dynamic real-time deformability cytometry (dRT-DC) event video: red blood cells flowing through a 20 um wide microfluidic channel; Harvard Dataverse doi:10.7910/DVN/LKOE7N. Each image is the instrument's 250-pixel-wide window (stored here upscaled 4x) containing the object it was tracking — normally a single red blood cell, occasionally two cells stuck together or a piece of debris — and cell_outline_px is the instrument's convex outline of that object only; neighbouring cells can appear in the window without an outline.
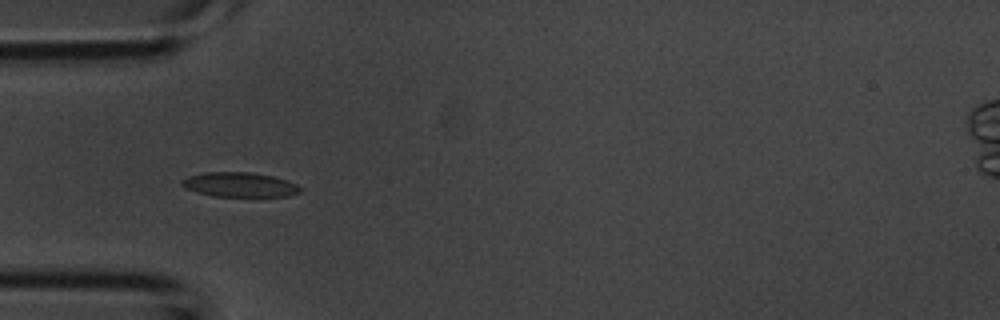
{"species": "common noctule bat (a hibernating species)", "species_latin": "Nyctalus noctula", "temperature_condition": "room temperature", "stored_images_in_passage": 43, "camera_frame_rate_fps": 3000, "um_per_image_px": 0.085, "animal": {"sex": "male", "body_mass_g": 20.1, "forearm_length_mm": 53.5}, "frame": {"image": 1, "passage_image": 13, "time_ms": 4.0, "image_size_px": [1000, 320], "cell_outline_px": [[300, 192], [288, 196], [212, 196], [196, 192], [184, 188], [180, 184], [180, 180], [188, 176], [204, 172], [248, 172], [272, 176], [296, 184], [300, 188]], "centroid_in_image_um": [20.28, 15.7], "position_along_channel_um": 64.7, "area_um2": 16.88}}
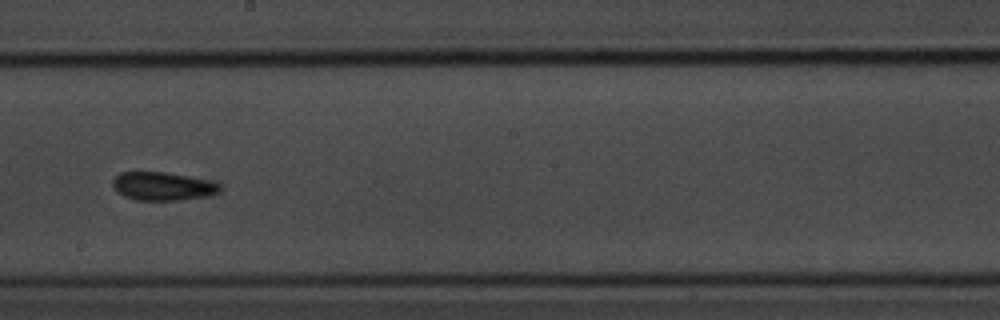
{"frame": {"image": 2, "passage_image": 24, "time_ms": 7.667, "image_size_px": [1000, 320], "cell_outline_px": [[220, 192], [204, 196], [180, 200], [136, 200], [124, 196], [116, 192], [112, 184], [112, 180], [120, 172], [168, 172], [208, 180], [220, 184]], "centroid_in_image_um": [13.8, 15.82], "position_along_channel_um": 234.4, "area_um2": 17.69}}
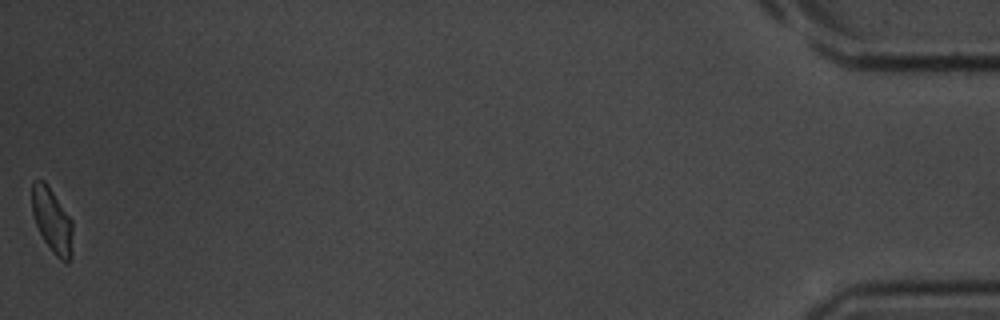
{"frame": {"image": 3, "passage_image": 43, "time_ms": 14.0, "image_size_px": [1000, 320], "cell_outline_px": [[72, 256], [68, 264], [60, 260], [52, 252], [44, 240], [36, 224], [32, 212], [32, 180], [44, 180], [72, 220]], "centroid_in_image_um": [4.44, 18.77], "position_along_channel_um": 430.8, "area_um2": 15.32}}